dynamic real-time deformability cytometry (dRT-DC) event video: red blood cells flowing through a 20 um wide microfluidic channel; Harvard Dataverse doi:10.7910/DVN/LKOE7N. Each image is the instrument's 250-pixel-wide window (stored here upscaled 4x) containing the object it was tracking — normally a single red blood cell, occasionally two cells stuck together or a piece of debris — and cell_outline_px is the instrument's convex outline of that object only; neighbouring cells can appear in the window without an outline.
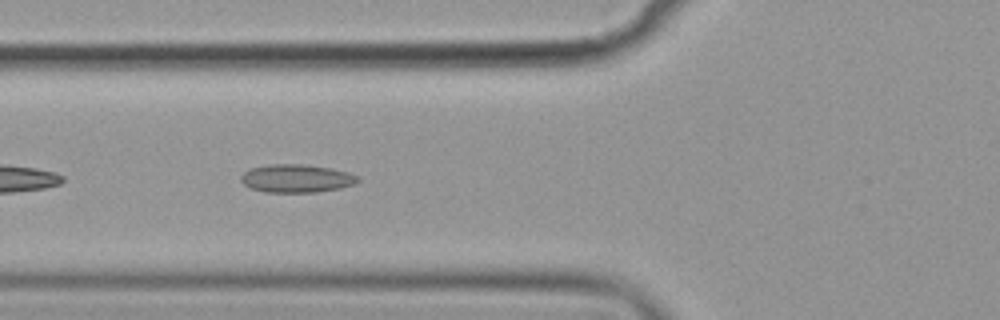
{"species": "common noctule bat (a hibernating species)", "species_latin": "Nyctalus noctula", "temperature_condition": "cold", "stored_images_in_passage": 16, "camera_frame_rate_fps": 3000, "um_per_image_px": 0.085, "animal": {"sex": "female", "body_mass_g": 19.9}, "frame": {"image": 1, "passage_image": 5, "time_ms": 1.333, "image_size_px": [1000, 320], "cell_outline_px": [[360, 180], [356, 184], [340, 188], [316, 192], [264, 192], [252, 188], [244, 184], [240, 180], [240, 176], [248, 168], [268, 164], [304, 164], [332, 168], [348, 172], [356, 176]], "centroid_in_image_um": [25.19, 15.16], "position_along_channel_um": 100.6, "area_um2": 19.31}}
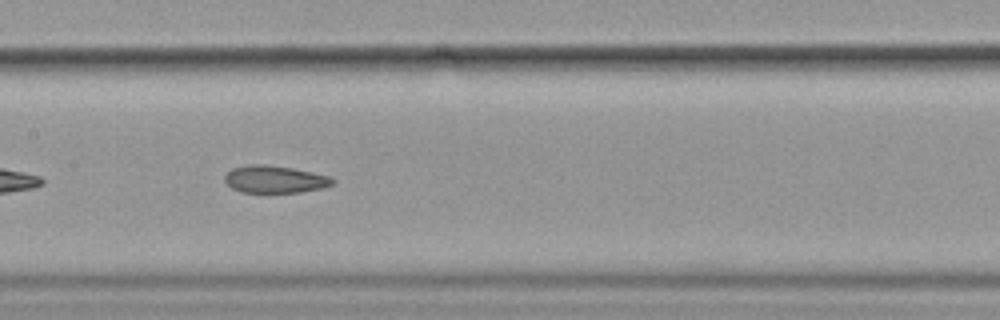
{"frame": {"image": 2, "passage_image": 12, "time_ms": 3.667, "image_size_px": [1000, 320], "cell_outline_px": [[336, 180], [332, 184], [324, 188], [300, 192], [240, 192], [232, 188], [224, 180], [224, 176], [232, 168], [248, 164], [264, 164], [292, 168], [312, 172], [328, 176]], "centroid_in_image_um": [23.35, 15.24], "position_along_channel_um": 184.1, "area_um2": 17.17}}